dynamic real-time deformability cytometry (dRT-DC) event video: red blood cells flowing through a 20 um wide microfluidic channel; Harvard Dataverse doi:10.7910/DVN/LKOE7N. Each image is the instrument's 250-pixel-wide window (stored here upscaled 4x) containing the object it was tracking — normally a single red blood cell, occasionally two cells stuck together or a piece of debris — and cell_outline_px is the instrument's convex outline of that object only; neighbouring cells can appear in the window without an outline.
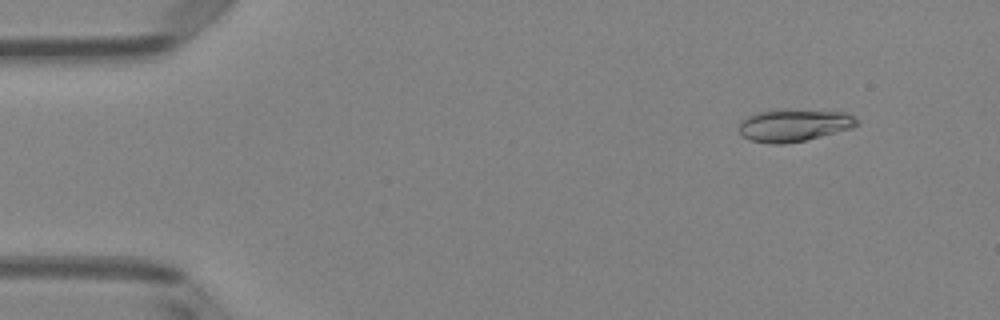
{"species": "Egyptian fruit bat (a non-hibernating species)", "species_latin": "Rousettus aegyptiacus", "temperature_condition": "room temperature", "stored_images_in_passage": 14, "camera_frame_rate_fps": 3000, "um_per_image_px": 0.085, "animal": {"sex": "female"}, "frame": {"image": 1, "passage_image": 5, "time_ms": 1.333, "image_size_px": [1000, 320], "cell_outline_px": [[860, 124], [852, 128], [804, 140], [784, 144], [768, 144], [752, 140], [744, 136], [740, 132], [740, 120], [756, 112], [784, 108], [848, 112], [856, 116], [860, 120]], "centroid_in_image_um": [67.54, 10.61], "position_along_channel_um": 17.5, "area_um2": 22.66}}